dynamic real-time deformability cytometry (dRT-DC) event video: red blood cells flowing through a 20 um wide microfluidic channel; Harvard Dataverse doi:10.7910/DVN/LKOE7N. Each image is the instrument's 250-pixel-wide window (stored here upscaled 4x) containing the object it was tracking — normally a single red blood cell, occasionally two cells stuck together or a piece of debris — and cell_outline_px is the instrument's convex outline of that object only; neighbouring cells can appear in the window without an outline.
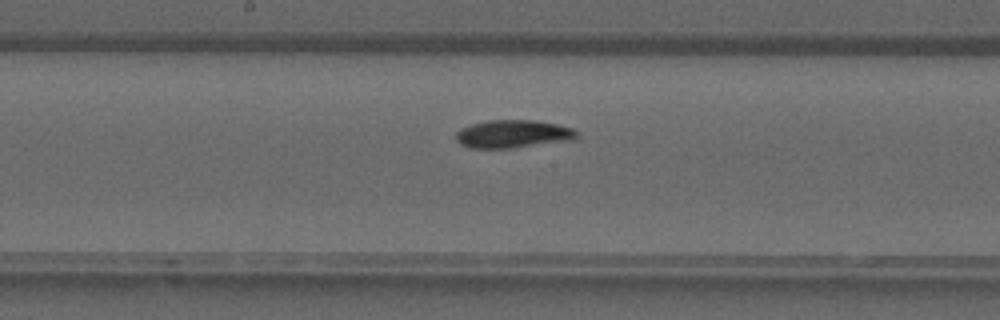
{"species": "common noctule bat (a hibernating species)", "species_latin": "Nyctalus noctula", "temperature_condition": "warm", "stored_images_in_passage": 31, "camera_frame_rate_fps": 3000, "um_per_image_px": 0.085, "animal": {"sex": "male", "forearm_length_mm": 52.5}, "frame": {"image": 1, "passage_image": 12, "time_ms": 3.667, "image_size_px": [1000, 320], "cell_outline_px": [[580, 132], [572, 140], [512, 148], [472, 148], [460, 144], [456, 140], [456, 132], [460, 128], [472, 124], [488, 120], [536, 120], [556, 124], [572, 128]], "centroid_in_image_um": [43.6, 11.38], "position_along_channel_um": 204.6, "area_um2": 19.71}}
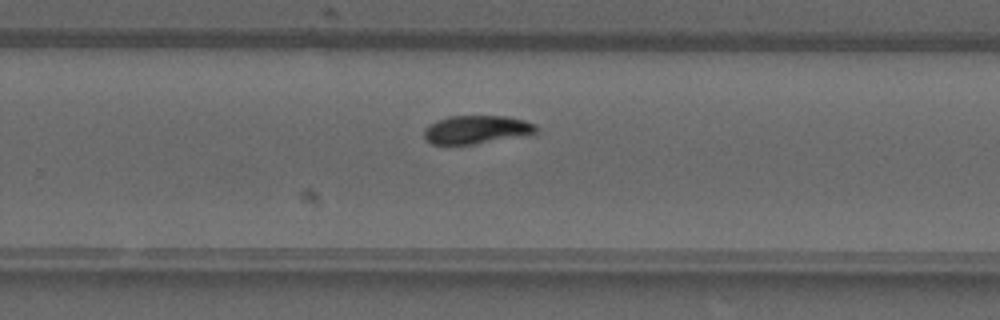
{"frame": {"image": 2, "passage_image": 17, "time_ms": 5.333, "image_size_px": [1000, 320], "cell_outline_px": [[536, 132], [528, 136], [476, 144], [432, 144], [424, 136], [424, 128], [428, 124], [436, 120], [452, 116], [508, 116], [524, 120], [536, 124]], "centroid_in_image_um": [40.54, 11.02], "position_along_channel_um": 289.3, "area_um2": 18.73}}
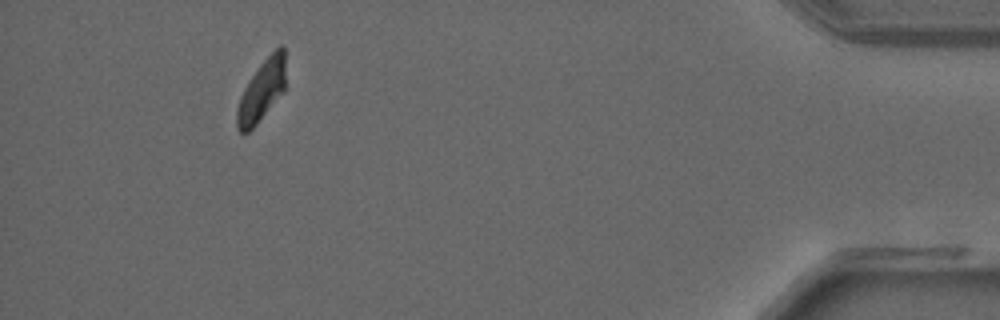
{"frame": {"image": 3, "passage_image": 28, "time_ms": 9.0, "image_size_px": [1000, 320], "cell_outline_px": [[284, 92], [256, 124], [248, 132], [240, 132], [236, 128], [236, 108], [240, 96], [244, 88], [260, 64], [280, 44], [284, 44]], "centroid_in_image_um": [22.22, 7.72], "position_along_channel_um": 413.0, "area_um2": 17.17}}